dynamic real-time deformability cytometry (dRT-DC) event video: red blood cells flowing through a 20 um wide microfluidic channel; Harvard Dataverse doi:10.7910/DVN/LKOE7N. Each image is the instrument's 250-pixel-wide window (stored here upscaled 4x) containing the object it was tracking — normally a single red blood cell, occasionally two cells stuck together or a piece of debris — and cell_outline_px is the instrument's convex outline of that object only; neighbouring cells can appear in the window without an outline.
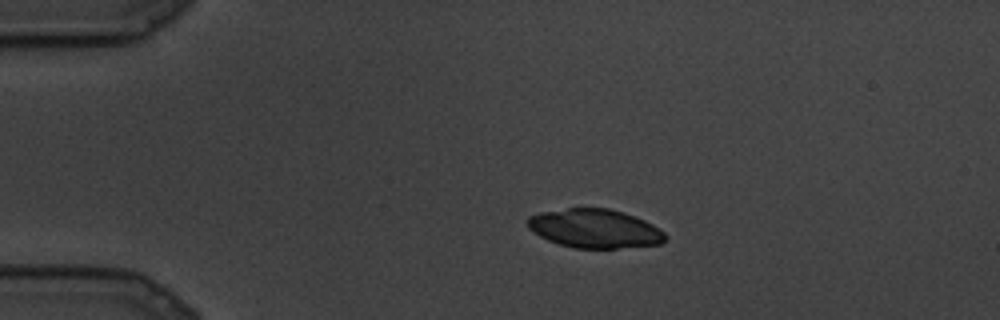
{"species": "common noctule bat (a hibernating species)", "species_latin": "Nyctalus noctula", "temperature_condition": "cold", "stored_images_in_passage": 73, "camera_frame_rate_fps": 3000, "um_per_image_px": 0.085, "animal": {"sex": "male", "body_mass_g": 19.5, "forearm_length_mm": 54.6}, "frame": {"image": 1, "passage_image": 1, "time_ms": 0.0, "image_size_px": [1000, 320], "cell_outline_px": [[668, 236], [660, 244], [616, 248], [572, 248], [548, 240], [540, 236], [528, 228], [528, 216], [540, 212], [568, 208], [608, 208], [624, 212], [644, 220], [652, 224], [664, 232]], "centroid_in_image_um": [50.55, 19.42], "position_along_channel_um": 34.4, "area_um2": 31.1}}
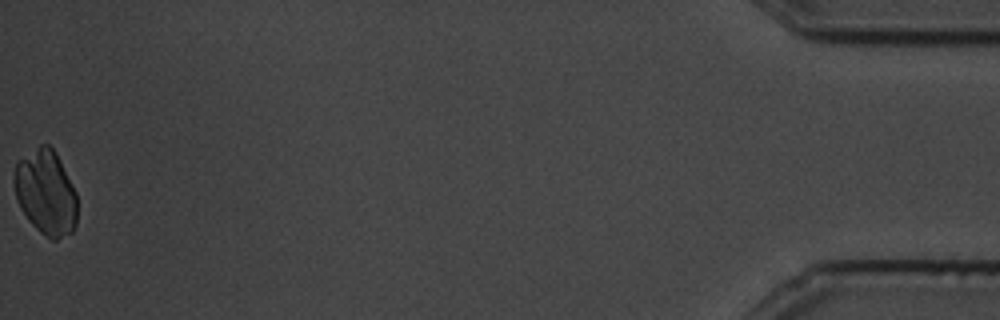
{"frame": {"image": 2, "passage_image": 73, "time_ms": 24.0, "image_size_px": [1000, 320], "cell_outline_px": [[76, 224], [72, 232], [56, 240], [52, 240], [40, 232], [28, 220], [20, 208], [16, 200], [12, 180], [12, 172], [16, 160], [40, 144], [48, 144], [56, 152], [76, 192]], "centroid_in_image_um": [3.85, 16.33], "position_along_channel_um": 431.4, "area_um2": 31.73}}